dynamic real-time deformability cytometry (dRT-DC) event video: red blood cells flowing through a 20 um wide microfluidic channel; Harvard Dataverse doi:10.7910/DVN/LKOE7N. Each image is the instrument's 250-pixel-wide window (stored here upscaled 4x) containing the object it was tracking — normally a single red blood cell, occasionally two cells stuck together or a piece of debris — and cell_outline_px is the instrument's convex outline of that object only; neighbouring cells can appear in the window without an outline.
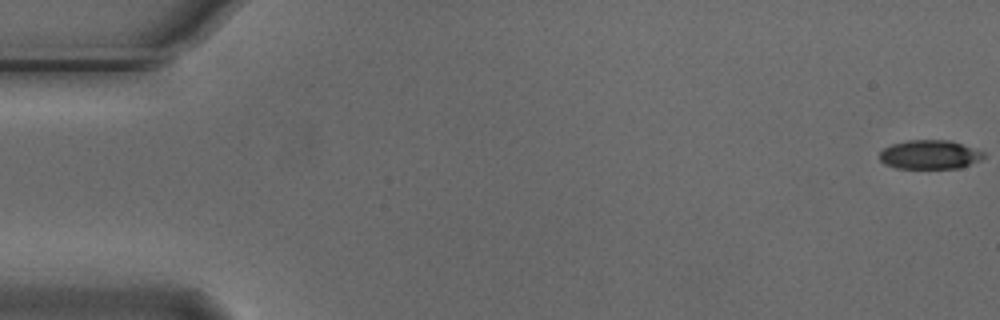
{"species": "Egyptian fruit bat (a non-hibernating species)", "species_latin": "Rousettus aegyptiacus", "temperature_condition": "cold", "stored_images_in_passage": 56, "camera_frame_rate_fps": 3000, "um_per_image_px": 0.085, "animal": {"sex": "male"}, "frame": {"image": 1, "passage_image": 1, "time_ms": 0.0, "image_size_px": [1000, 320], "cell_outline_px": [[984, 156], [980, 160], [960, 168], [896, 168], [884, 164], [880, 160], [880, 152], [884, 148], [892, 144], [908, 140], [952, 140], [984, 152]], "centroid_in_image_um": [79.02, 13.14], "position_along_channel_um": 6.0, "area_um2": 17.57}}
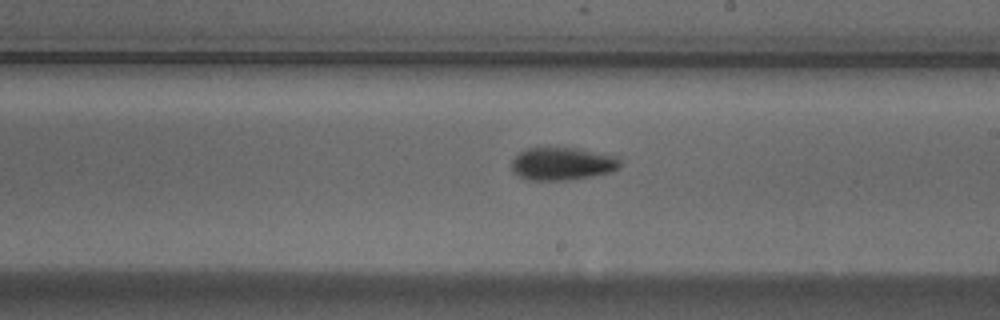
{"frame": {"image": 2, "passage_image": 32, "time_ms": 10.333, "image_size_px": [1000, 320], "cell_outline_px": [[620, 168], [612, 172], [592, 176], [568, 180], [528, 180], [512, 172], [512, 160], [520, 152], [528, 148], [580, 148], [620, 156]], "centroid_in_image_um": [47.85, 13.91], "position_along_channel_um": 241.1, "area_um2": 20.98}}
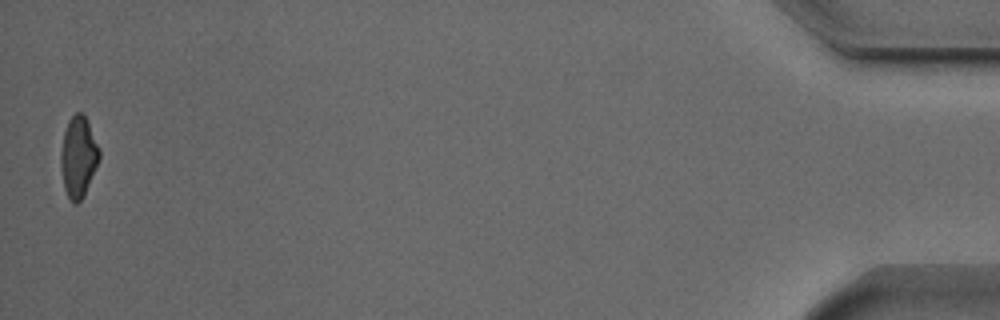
{"frame": {"image": 3, "passage_image": 55, "time_ms": 18.0, "image_size_px": [1000, 320], "cell_outline_px": [[100, 156], [84, 196], [76, 204], [68, 196], [64, 188], [60, 164], [60, 152], [64, 132], [68, 120], [76, 112], [84, 112], [100, 148]], "centroid_in_image_um": [6.66, 13.28], "position_along_channel_um": 428.5, "area_um2": 18.15}, "authors_computed_cell_mechanics": {"area_um2": 19.3052, "velocity_mm_per_s": 3.7262, "shape_relaxation_time_tau1_ms": 3.3894, "shape_relaxation_time_tau2_ms": 5.8771, "deformation_change_tau1": 0.151, "deformation_change_tau2": 0.1306}}